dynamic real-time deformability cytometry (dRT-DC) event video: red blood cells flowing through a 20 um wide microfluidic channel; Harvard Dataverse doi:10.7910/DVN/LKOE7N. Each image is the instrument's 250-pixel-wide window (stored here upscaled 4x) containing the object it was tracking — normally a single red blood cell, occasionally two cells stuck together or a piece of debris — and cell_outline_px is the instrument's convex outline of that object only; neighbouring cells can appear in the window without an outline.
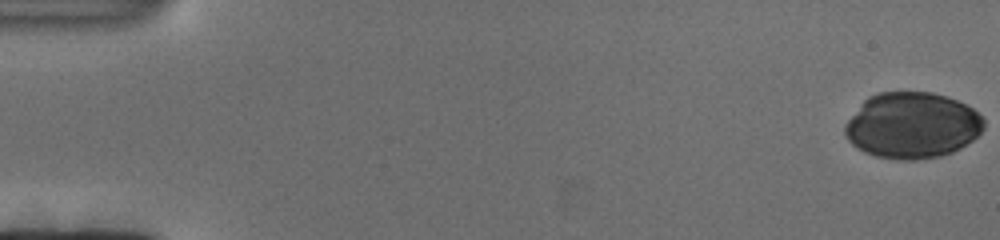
{"species": "human", "species_latin": "Homo sapiens", "temperature_condition": "cold", "stored_images_in_passage": 137, "camera_frame_rate_fps": 3000, "um_per_image_px": 0.085, "donor": {"sex": "female"}, "frame": {"image": 1, "passage_image": 1, "time_ms": 0.0, "image_size_px": [1000, 240], "cell_outline_px": [[984, 128], [972, 140], [960, 148], [952, 152], [940, 156], [916, 160], [896, 160], [876, 156], [864, 152], [856, 148], [848, 140], [844, 132], [844, 128], [848, 120], [860, 104], [868, 96], [880, 92], [932, 92], [948, 96], [972, 108], [984, 120]], "centroid_in_image_um": [77.51, 10.66], "position_along_channel_um": 7.5, "area_um2": 53.52}}
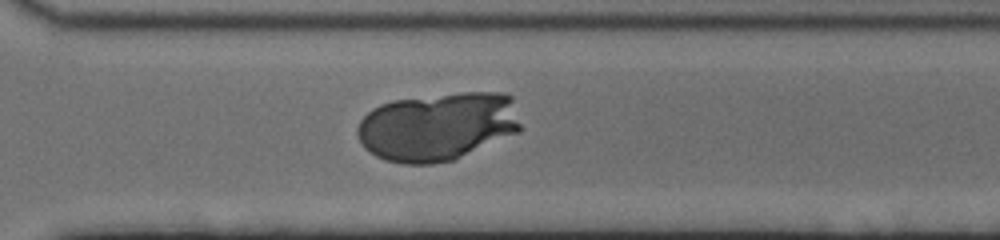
{"frame": {"image": 2, "passage_image": 99, "time_ms": 32.667, "image_size_px": [1000, 240], "cell_outline_px": [[520, 128], [516, 132], [452, 160], [432, 164], [400, 164], [384, 160], [376, 156], [364, 148], [356, 132], [356, 128], [360, 120], [372, 108], [380, 104], [392, 100], [460, 92], [508, 92], [512, 96], [520, 124]], "centroid_in_image_um": [37.16, 10.73], "position_along_channel_um": 333.4, "area_um2": 65.14}}
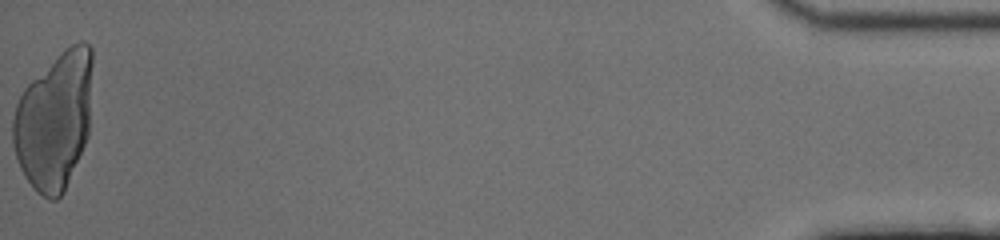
{"frame": {"image": 3, "passage_image": 137, "time_ms": 45.333, "image_size_px": [1000, 240], "cell_outline_px": [[92, 64], [88, 136], [64, 192], [56, 200], [48, 200], [36, 192], [32, 188], [24, 176], [20, 168], [12, 144], [12, 120], [16, 104], [24, 88], [64, 48], [80, 40], [84, 40], [92, 48]], "centroid_in_image_um": [4.61, 10.26], "position_along_channel_um": 430.6, "area_um2": 63.98}}